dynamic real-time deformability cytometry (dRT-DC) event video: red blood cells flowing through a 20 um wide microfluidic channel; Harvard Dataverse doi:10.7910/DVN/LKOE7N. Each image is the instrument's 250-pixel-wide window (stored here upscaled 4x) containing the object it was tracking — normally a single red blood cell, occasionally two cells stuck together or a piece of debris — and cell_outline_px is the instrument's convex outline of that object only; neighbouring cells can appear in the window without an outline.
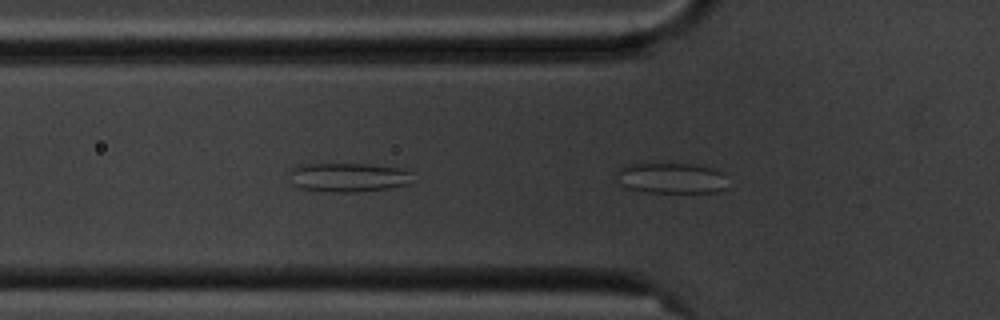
{"species": "common noctule bat (a hibernating species)", "species_latin": "Nyctalus noctula", "temperature_condition": "cold", "stored_images_in_passage": 18, "camera_frame_rate_fps": 3000, "um_per_image_px": 0.085, "animal": {"sex": "male", "body_mass_g": 20.1, "forearm_length_mm": 53.5}, "frame": {"image": 1, "passage_image": 3, "time_ms": 0.667, "image_size_px": [1000, 320], "cell_outline_px": [[728, 188], [716, 192], [648, 192], [628, 188], [620, 184], [616, 172], [620, 168], [628, 164], [692, 164], [712, 168], [724, 172]], "centroid_in_image_um": [57.11, 15.14], "position_along_channel_um": 68.7, "area_um2": 19.88}}
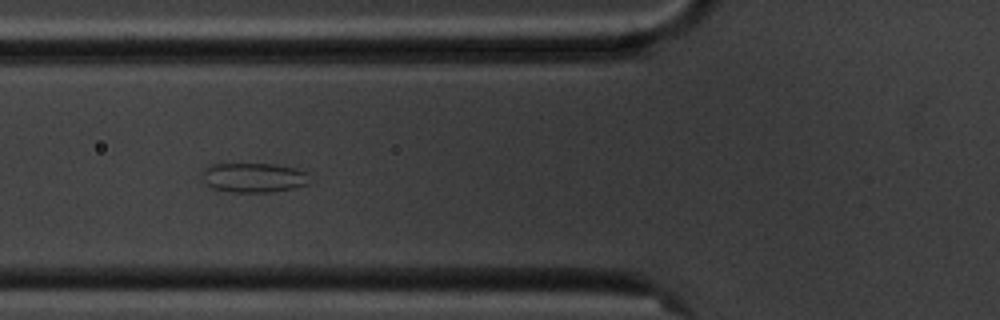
{"frame": {"image": 2, "passage_image": 6, "time_ms": 1.667, "image_size_px": [1000, 320], "cell_outline_px": [[308, 184], [292, 188], [272, 192], [232, 192], [212, 188], [200, 180], [204, 168], [208, 164], [276, 164], [296, 168], [308, 172]], "centroid_in_image_um": [21.52, 15.09], "position_along_channel_um": 104.3, "area_um2": 18.73}}